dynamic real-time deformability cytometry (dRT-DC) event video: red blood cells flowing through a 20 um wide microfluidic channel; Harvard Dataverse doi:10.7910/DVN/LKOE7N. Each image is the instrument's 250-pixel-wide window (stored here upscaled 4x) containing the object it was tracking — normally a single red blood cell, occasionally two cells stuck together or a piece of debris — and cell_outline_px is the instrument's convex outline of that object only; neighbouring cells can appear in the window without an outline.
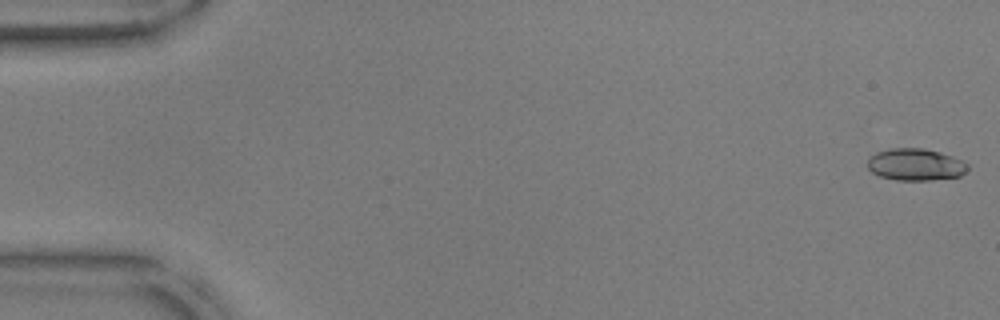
{"species": "common noctule bat (a hibernating species)", "species_latin": "Nyctalus noctula", "temperature_condition": "warm", "stored_images_in_passage": 54, "camera_frame_rate_fps": 3000, "um_per_image_px": 0.085, "animal": {"sex": "male", "body_mass_g": 17.9, "forearm_length_mm": 54.2}, "frame": {"image": 1, "passage_image": 1, "time_ms": 0.0, "image_size_px": [1000, 320], "cell_outline_px": [[968, 168], [960, 176], [932, 180], [896, 180], [880, 176], [872, 172], [868, 168], [868, 156], [876, 152], [892, 148], [924, 148], [940, 152], [952, 156], [968, 164]], "centroid_in_image_um": [77.79, 13.98], "position_along_channel_um": 7.2, "area_um2": 18.67}}
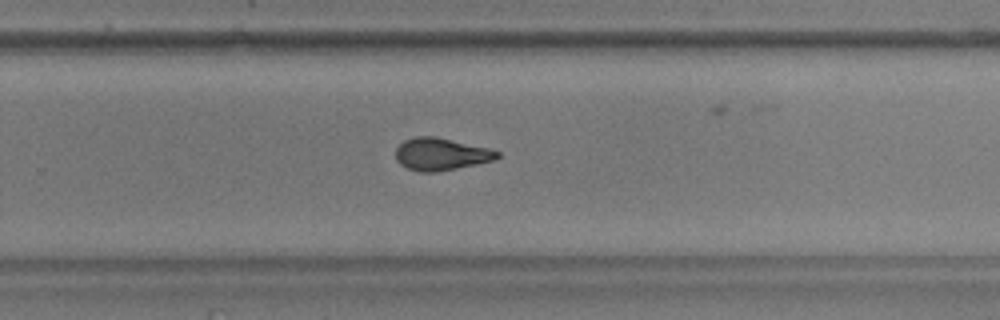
{"frame": {"image": 2, "passage_image": 35, "time_ms": 11.333, "image_size_px": [1000, 320], "cell_outline_px": [[500, 156], [496, 160], [436, 172], [420, 172], [408, 168], [400, 164], [396, 160], [396, 148], [404, 140], [416, 136], [432, 136], [488, 148], [500, 152]], "centroid_in_image_um": [37.47, 13.11], "position_along_channel_um": 292.3, "area_um2": 18.96}}
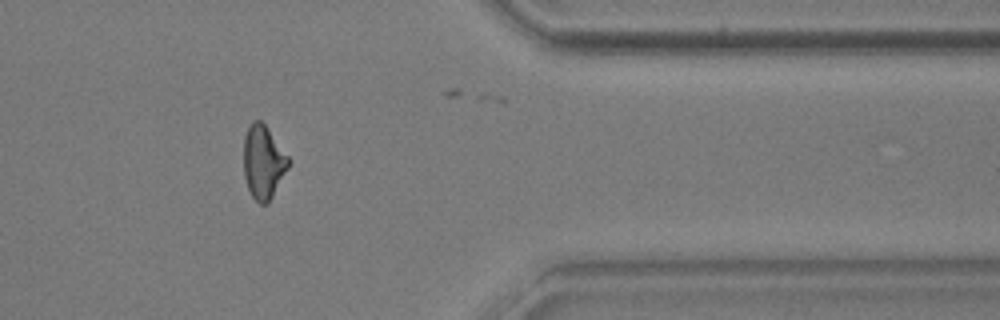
{"frame": {"image": 3, "passage_image": 44, "time_ms": 14.333, "image_size_px": [1000, 320], "cell_outline_px": [[292, 160], [288, 168], [268, 204], [260, 204], [252, 196], [248, 188], [244, 176], [244, 136], [252, 120], [260, 120], [268, 128]], "centroid_in_image_um": [22.4, 13.77], "position_along_channel_um": 389.0, "area_um2": 19.31}, "authors_computed_cell_mechanics": {"area_um2": 19.1607, "velocity_mm_per_s": 3.8165, "shape_relaxation_time_tau1_ms": 8.5235, "shape_relaxation_time_tau2_ms": 2.8158, "deformation_change_tau1": 0.222, "deformation_change_tau2": 0.1089}}